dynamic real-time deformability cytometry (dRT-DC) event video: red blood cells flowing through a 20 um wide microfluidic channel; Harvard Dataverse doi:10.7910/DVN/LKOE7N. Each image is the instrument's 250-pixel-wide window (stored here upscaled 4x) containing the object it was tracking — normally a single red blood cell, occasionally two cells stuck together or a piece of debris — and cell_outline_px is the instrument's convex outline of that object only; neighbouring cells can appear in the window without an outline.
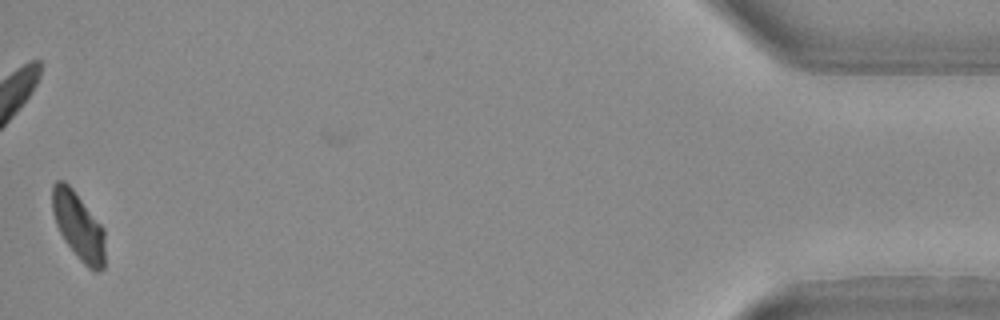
{"species": "Egyptian fruit bat (a non-hibernating species)", "species_latin": "Rousettus aegyptiacus", "temperature_condition": "warm", "stored_images_in_passage": 33, "camera_frame_rate_fps": 3000, "um_per_image_px": 0.085, "animal": {"sex": "female"}, "frame": {"image": 1, "passage_image": 33, "time_ms": 10.667, "image_size_px": [1000, 320], "cell_outline_px": [[104, 268], [96, 272], [88, 268], [80, 260], [64, 240], [56, 224], [52, 212], [52, 184], [56, 180], [64, 180], [72, 188], [104, 228]], "centroid_in_image_um": [6.65, 19.2], "position_along_channel_um": 428.5, "area_um2": 20.69}}